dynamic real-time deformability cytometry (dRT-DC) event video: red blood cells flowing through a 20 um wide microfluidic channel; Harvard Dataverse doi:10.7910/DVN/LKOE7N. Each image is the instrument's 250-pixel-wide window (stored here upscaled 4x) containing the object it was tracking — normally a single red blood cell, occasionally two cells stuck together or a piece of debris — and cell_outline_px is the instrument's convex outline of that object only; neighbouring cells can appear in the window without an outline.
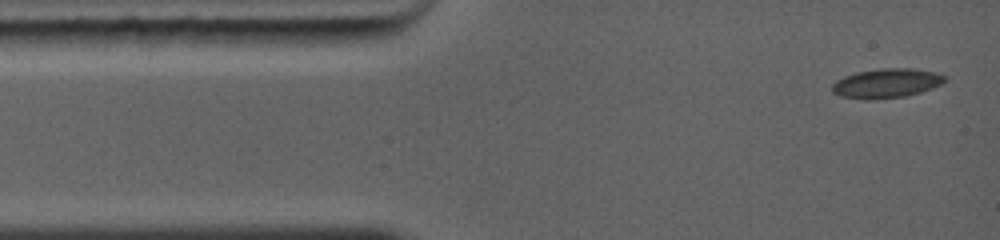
{"species": "common noctule bat (a hibernating species)", "species_latin": "Nyctalus noctula", "temperature_condition": "warm", "stored_images_in_passage": 63, "camera_frame_rate_fps": 5000, "um_per_image_px": 0.085, "animal": {"sex": "female", "body_mass_g": 19.0, "forearm_length_mm": 56.7}, "frame": {"image": 1, "passage_image": 1, "time_ms": 0.0, "image_size_px": [1000, 240], "cell_outline_px": [[944, 80], [940, 84], [932, 88], [920, 92], [904, 96], [868, 100], [864, 100], [840, 96], [832, 92], [832, 84], [844, 76], [860, 72], [888, 68], [904, 68], [932, 72], [944, 76]], "centroid_in_image_um": [75.29, 7.1], "position_along_channel_um": 9.7, "area_um2": 18.73}}
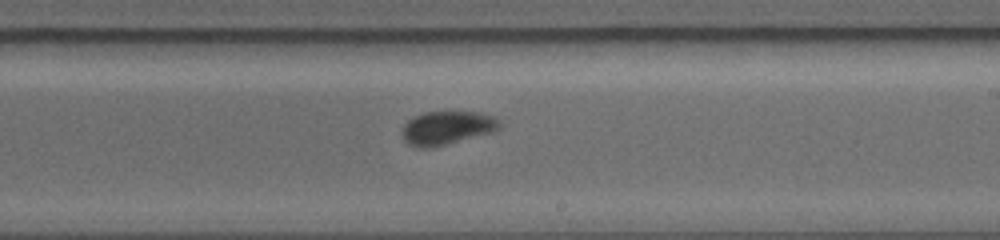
{"frame": {"image": 2, "passage_image": 28, "time_ms": 7.0, "image_size_px": [1000, 240], "cell_outline_px": [[500, 124], [496, 128], [488, 132], [432, 148], [420, 148], [408, 144], [404, 140], [400, 132], [404, 124], [408, 120], [424, 112], [476, 112], [488, 116], [496, 120]], "centroid_in_image_um": [37.84, 10.88], "position_along_channel_um": 251.2, "area_um2": 18.38}}
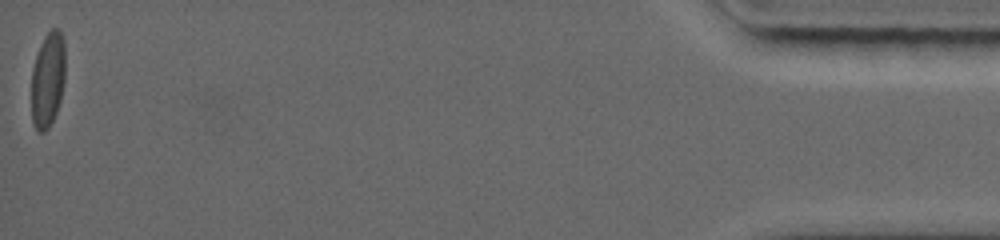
{"frame": {"image": 3, "passage_image": 63, "time_ms": 14.4, "image_size_px": [1000, 240], "cell_outline_px": [[64, 80], [60, 100], [56, 112], [48, 128], [44, 132], [36, 132], [32, 120], [32, 68], [36, 56], [44, 36], [52, 28], [56, 28], [60, 32], [64, 40]], "centroid_in_image_um": [4.05, 6.78], "position_along_channel_um": 431.1, "area_um2": 18.61}, "authors_computed_cell_mechanics": {"area_um2": 18.3804, "velocity_mm_per_s": 4.3365, "shape_relaxation_time_tau1_ms": 2.6947, "shape_relaxation_time_tau2_ms": null, "deformation_change_tau1": 0.1046, "deformation_change_tau2": null}}